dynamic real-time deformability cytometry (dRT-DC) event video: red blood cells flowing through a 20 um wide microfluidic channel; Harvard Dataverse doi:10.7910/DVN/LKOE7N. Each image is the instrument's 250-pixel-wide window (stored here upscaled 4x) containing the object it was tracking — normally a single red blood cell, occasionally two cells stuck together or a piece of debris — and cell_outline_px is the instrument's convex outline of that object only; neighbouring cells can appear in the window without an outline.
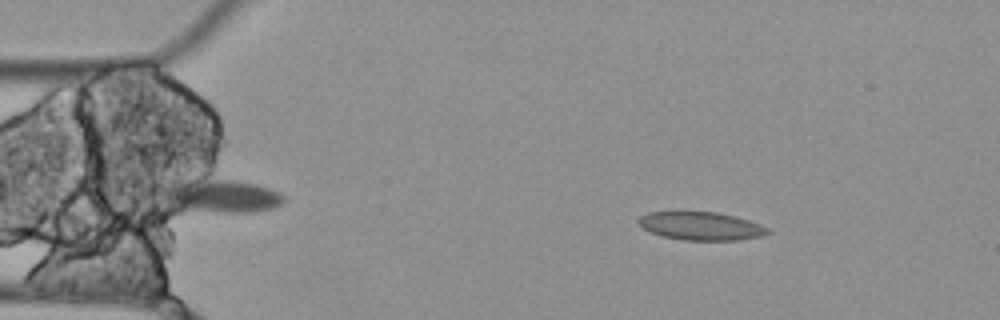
{"species": "Egyptian fruit bat (a non-hibernating species)", "species_latin": "Rousettus aegyptiacus", "temperature_condition": "cold", "stored_images_in_passage": 4, "camera_frame_rate_fps": 3000, "um_per_image_px": 0.085, "animal": {"sex": "female"}, "frame": {"image": 1, "passage_image": 2, "time_ms": 0.333, "image_size_px": [1000, 320], "cell_outline_px": [[772, 232], [764, 236], [740, 240], [680, 240], [660, 236], [644, 228], [636, 220], [640, 216], [648, 212], [716, 212], [736, 216], [760, 224], [768, 228]], "centroid_in_image_um": [59.62, 19.22], "position_along_channel_um": 25.4, "area_um2": 21.39}}